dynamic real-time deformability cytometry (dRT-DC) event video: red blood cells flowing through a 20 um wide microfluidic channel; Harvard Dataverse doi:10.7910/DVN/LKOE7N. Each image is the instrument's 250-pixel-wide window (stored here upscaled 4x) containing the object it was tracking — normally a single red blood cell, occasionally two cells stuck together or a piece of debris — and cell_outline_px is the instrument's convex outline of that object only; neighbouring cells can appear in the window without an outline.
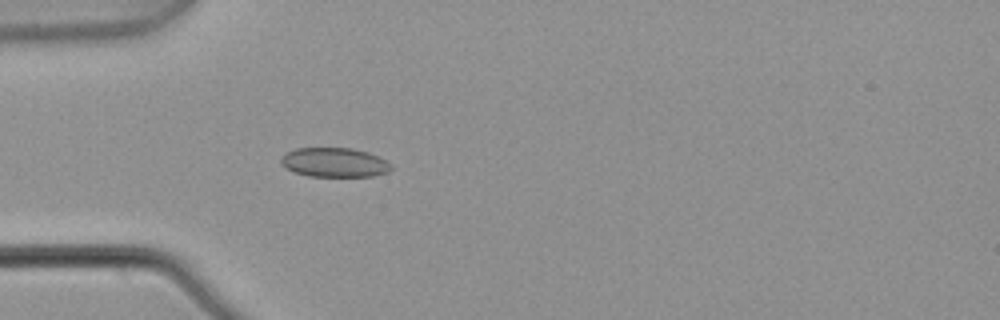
{"species": "common noctule bat (a hibernating species)", "species_latin": "Nyctalus noctula", "temperature_condition": "warm", "stored_images_in_passage": 4, "camera_frame_rate_fps": 3000, "um_per_image_px": 0.085, "animal": {"sex": "male", "body_mass_g": 21.5, "forearm_length_mm": 52.0}, "frame": {"image": 1, "passage_image": 4, "time_ms": 1.0, "image_size_px": [1000, 320], "cell_outline_px": [[392, 168], [388, 172], [372, 176], [308, 176], [296, 172], [280, 164], [280, 160], [288, 152], [296, 148], [352, 148], [368, 152], [380, 156], [392, 164]], "centroid_in_image_um": [28.48, 13.8], "position_along_channel_um": 56.5, "area_um2": 18.79}}